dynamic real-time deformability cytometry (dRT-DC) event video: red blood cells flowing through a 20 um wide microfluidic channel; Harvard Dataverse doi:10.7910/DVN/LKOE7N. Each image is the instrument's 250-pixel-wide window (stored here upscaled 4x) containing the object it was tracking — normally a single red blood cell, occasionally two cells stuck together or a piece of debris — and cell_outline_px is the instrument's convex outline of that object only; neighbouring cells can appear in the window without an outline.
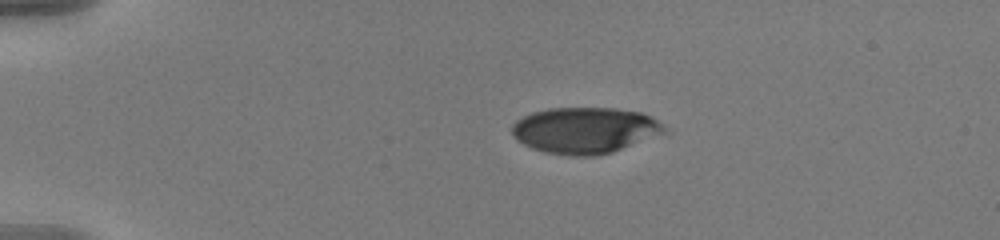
{"species": "human", "species_latin": "Homo sapiens", "temperature_condition": "warm", "stored_images_in_passage": 45, "camera_frame_rate_fps": 3000, "um_per_image_px": 0.085, "donor": {"sex": "male"}, "frame": {"image": 1, "passage_image": 1, "time_ms": 0.0, "image_size_px": [1000, 240], "cell_outline_px": [[664, 132], [612, 152], [596, 156], [572, 156], [544, 152], [532, 148], [516, 140], [512, 132], [512, 124], [516, 120], [532, 112], [548, 108], [616, 108], [640, 112], [656, 120], [664, 128]], "centroid_in_image_um": [49.64, 11.07], "position_along_channel_um": 35.4, "area_um2": 40.58}}
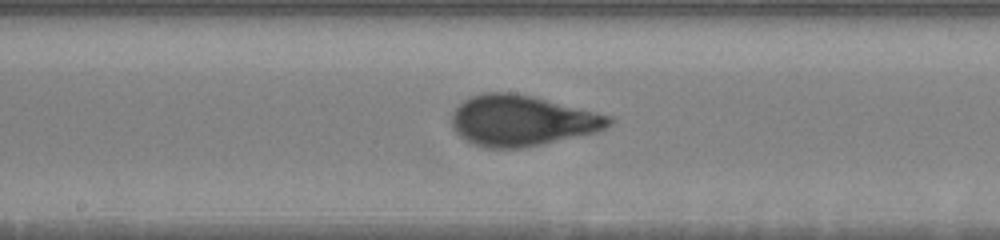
{"frame": {"image": 2, "passage_image": 20, "time_ms": 6.333, "image_size_px": [1000, 240], "cell_outline_px": [[616, 120], [612, 124], [596, 132], [540, 144], [520, 148], [488, 148], [472, 144], [464, 140], [452, 128], [452, 112], [464, 100], [472, 96], [484, 92], [516, 92], [612, 116]], "centroid_in_image_um": [44.34, 10.25], "position_along_channel_um": 203.9, "area_um2": 46.36}}
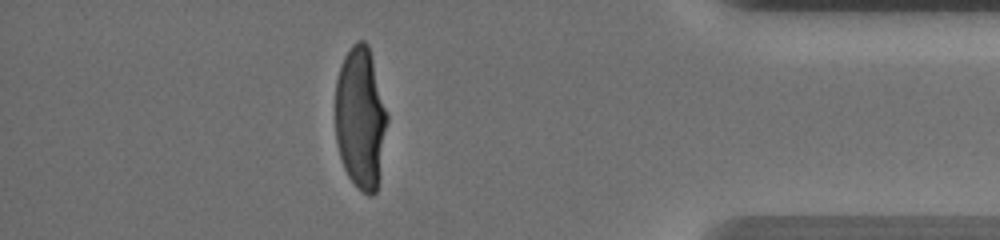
{"frame": {"image": 3, "passage_image": 39, "time_ms": 12.667, "image_size_px": [1000, 240], "cell_outline_px": [[388, 120], [376, 192], [372, 196], [368, 196], [356, 188], [348, 176], [344, 168], [340, 156], [336, 140], [336, 80], [344, 56], [352, 44], [356, 40], [364, 40], [368, 44], [388, 116]], "centroid_in_image_um": [30.64, 10.04], "position_along_channel_um": 404.6, "area_um2": 42.77}, "authors_computed_cell_mechanics": {"area_um2": 44.2748, "velocity_mm_per_s": 3.6417, "shape_relaxation_time_tau1_ms": 4.5626, "shape_relaxation_time_tau2_ms": null, "deformation_change_tau1": 0.2346, "deformation_change_tau2": null}}